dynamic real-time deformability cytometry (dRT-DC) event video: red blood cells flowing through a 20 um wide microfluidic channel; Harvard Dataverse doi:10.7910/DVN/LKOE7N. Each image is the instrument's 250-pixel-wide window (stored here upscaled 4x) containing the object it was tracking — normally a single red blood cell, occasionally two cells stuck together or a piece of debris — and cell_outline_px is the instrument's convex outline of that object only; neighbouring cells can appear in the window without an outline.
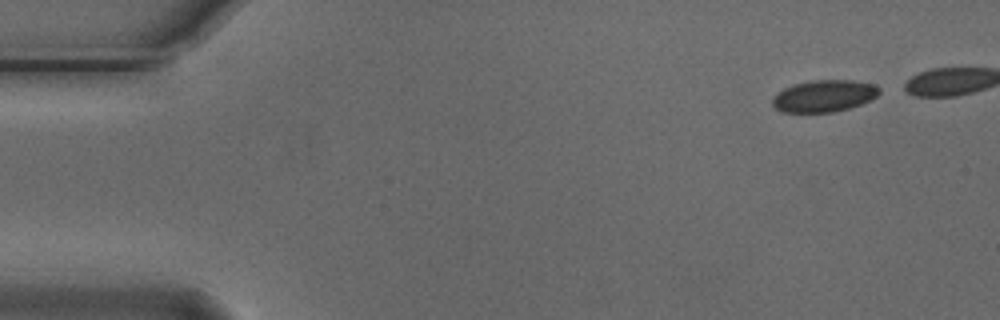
{"species": "Egyptian fruit bat (a non-hibernating species)", "species_latin": "Rousettus aegyptiacus", "temperature_condition": "cold", "stored_images_in_passage": 4, "camera_frame_rate_fps": 3000, "um_per_image_px": 0.085, "animal": {"sex": "male"}, "frame": {"image": 1, "passage_image": 1, "time_ms": 0.0, "image_size_px": [1000, 320], "cell_outline_px": [[880, 92], [872, 100], [848, 108], [832, 112], [780, 112], [772, 104], [772, 100], [776, 92], [792, 84], [812, 80], [852, 80], [872, 84], [880, 88]], "centroid_in_image_um": [70.02, 8.15], "position_along_channel_um": 15.0, "area_um2": 19.88}}